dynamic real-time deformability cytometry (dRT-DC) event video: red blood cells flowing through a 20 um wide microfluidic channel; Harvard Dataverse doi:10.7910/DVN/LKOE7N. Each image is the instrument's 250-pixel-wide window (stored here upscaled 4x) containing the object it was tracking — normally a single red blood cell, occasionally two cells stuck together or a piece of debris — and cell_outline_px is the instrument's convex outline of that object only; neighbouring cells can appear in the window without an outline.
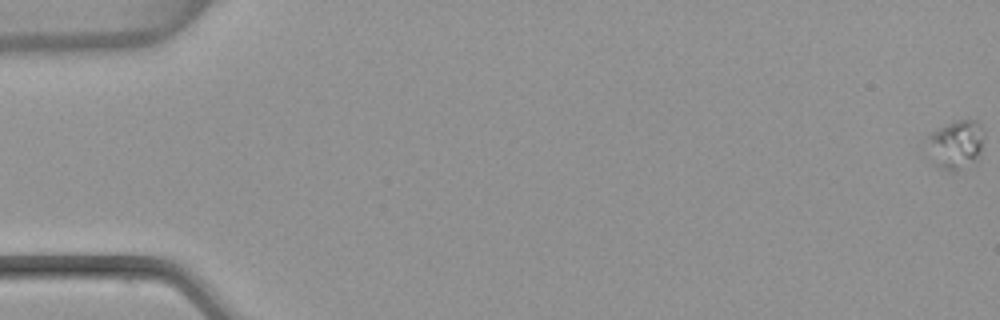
{"species": "common noctule bat (a hibernating species)", "species_latin": "Nyctalus noctula", "temperature_condition": "warm", "stored_images_in_passage": 56, "camera_frame_rate_fps": 3000, "um_per_image_px": 0.085, "animal": {"sex": "female", "body_mass_g": 22.7, "forearm_length_mm": 54.2}, "frame": {"image": 1, "passage_image": 1, "time_ms": 0.0, "image_size_px": [1000, 320], "cell_outline_px": [[984, 136], [980, 152], [976, 160], [956, 172], [948, 172], [936, 168], [932, 164], [924, 136], [956, 120], [980, 120], [984, 128]], "centroid_in_image_um": [81.22, 12.3], "position_along_channel_um": 3.8, "area_um2": 16.82}}
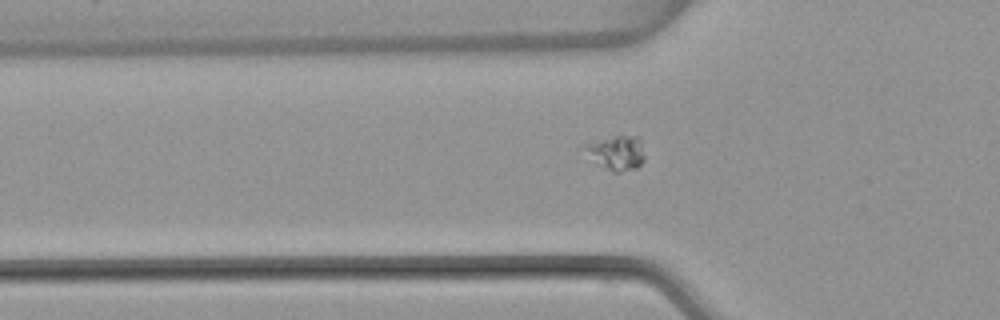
{"frame": {"image": 2, "passage_image": 20, "time_ms": 6.333, "image_size_px": [1000, 320], "cell_outline_px": [[644, 160], [636, 168], [620, 172], [612, 172], [600, 164], [580, 144], [616, 136], [636, 136], [640, 140], [644, 156]], "centroid_in_image_um": [52.43, 12.97], "position_along_channel_um": 73.4, "area_um2": 11.56}}
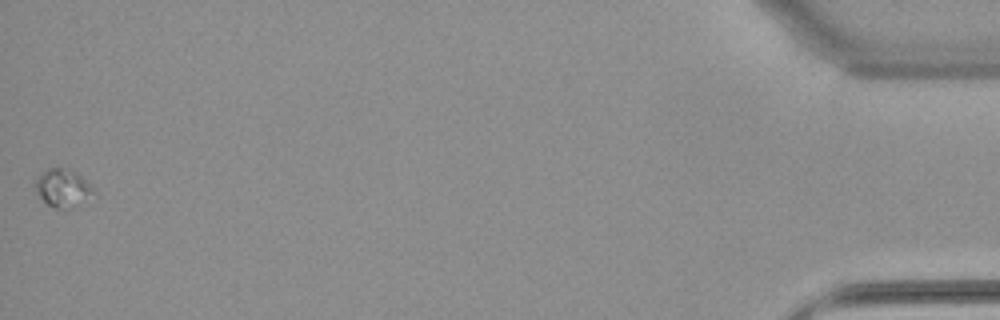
{"frame": {"image": 3, "passage_image": 56, "time_ms": 18.333, "image_size_px": [1000, 320], "cell_outline_px": [[92, 192], [68, 208], [56, 208], [48, 204], [36, 192], [32, 184], [48, 168], [60, 168], [72, 172], [80, 176], [92, 188]], "centroid_in_image_um": [5.21, 15.96], "position_along_channel_um": 430.0, "area_um2": 11.73}, "authors_computed_cell_mechanics": {"area_um2": 10.1439, "velocity_mm_per_s": 3.7789, "shape_relaxation_time_tau1_ms": 1.3235, "shape_relaxation_time_tau2_ms": null, "deformation_change_tau1": 0.0642, "deformation_change_tau2": null}}